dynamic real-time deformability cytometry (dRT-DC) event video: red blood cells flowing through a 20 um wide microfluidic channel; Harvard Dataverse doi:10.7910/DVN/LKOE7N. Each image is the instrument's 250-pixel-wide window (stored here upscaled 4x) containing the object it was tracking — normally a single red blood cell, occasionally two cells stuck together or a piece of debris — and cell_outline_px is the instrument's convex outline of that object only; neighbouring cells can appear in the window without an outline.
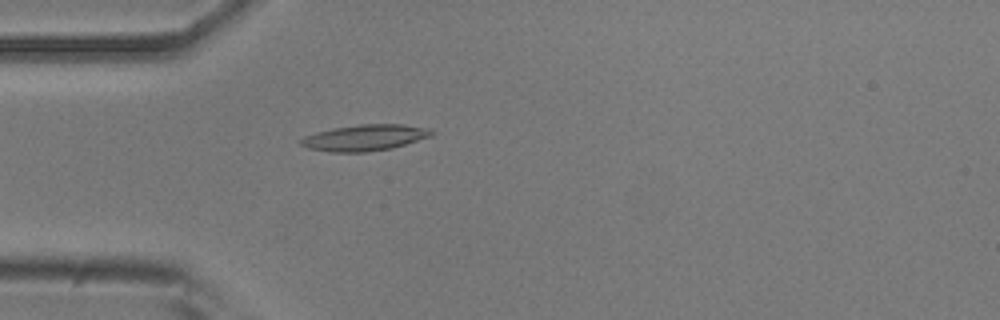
{"species": "common noctule bat (a hibernating species)", "species_latin": "Nyctalus noctula", "temperature_condition": "room temperature", "stored_images_in_passage": 23, "camera_frame_rate_fps": 3000, "um_per_image_px": 0.085, "animal": {"sex": "male", "body_mass_g": 20.5, "forearm_length_mm": 52.5}, "frame": {"image": 1, "passage_image": 6, "time_ms": 1.667, "image_size_px": [1000, 320], "cell_outline_px": [[436, 132], [432, 136], [392, 148], [368, 152], [332, 152], [308, 148], [300, 144], [300, 140], [304, 136], [316, 132], [332, 128], [360, 124], [404, 124], [428, 128]], "centroid_in_image_um": [31.03, 11.7], "position_along_channel_um": 54.0, "area_um2": 20.0}}
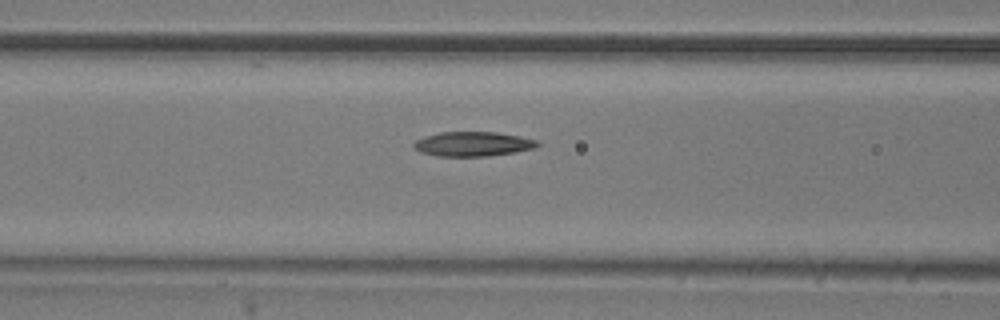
{"frame": {"image": 2, "passage_image": 12, "time_ms": 3.667, "image_size_px": [1000, 320], "cell_outline_px": [[540, 144], [536, 148], [488, 156], [436, 156], [420, 152], [412, 144], [416, 140], [424, 136], [440, 132], [496, 132], [520, 136], [540, 140]], "centroid_in_image_um": [40.21, 12.23], "position_along_channel_um": 126.4, "area_um2": 17.74}}
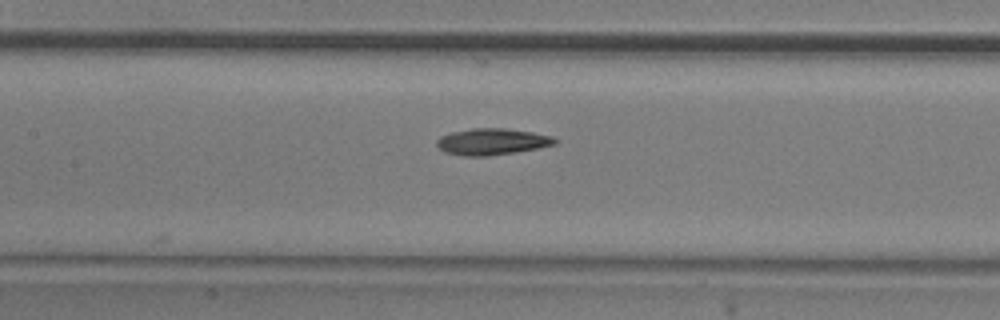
{"frame": {"image": 3, "passage_image": 15, "time_ms": 4.667, "image_size_px": [1000, 320], "cell_outline_px": [[560, 140], [556, 144], [540, 148], [516, 152], [488, 156], [464, 156], [444, 152], [436, 144], [436, 140], [440, 136], [452, 132], [472, 128], [508, 128], [532, 132], [552, 136]], "centroid_in_image_um": [41.85, 12.04], "position_along_channel_um": 165.5, "area_um2": 18.44}}